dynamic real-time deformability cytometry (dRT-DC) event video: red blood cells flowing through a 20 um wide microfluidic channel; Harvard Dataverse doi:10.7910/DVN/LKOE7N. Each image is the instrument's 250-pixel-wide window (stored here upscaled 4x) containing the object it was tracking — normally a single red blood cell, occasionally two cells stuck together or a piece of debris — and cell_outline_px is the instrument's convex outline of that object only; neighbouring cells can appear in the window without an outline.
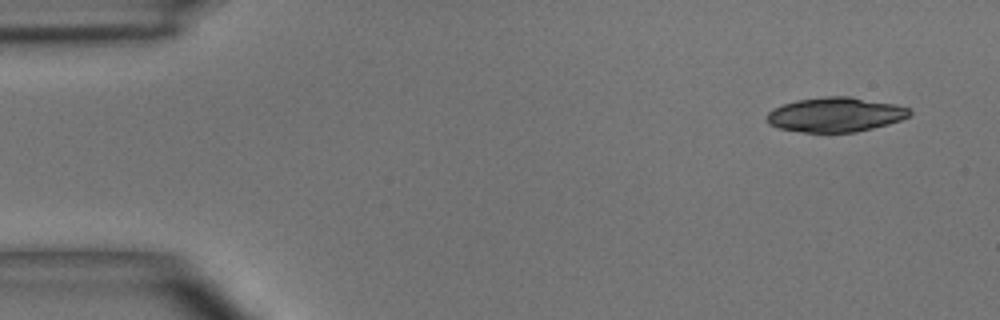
{"species": "common noctule bat (a hibernating species)", "species_latin": "Nyctalus noctula", "temperature_condition": "room temperature", "stored_images_in_passage": 3, "camera_frame_rate_fps": 3000, "um_per_image_px": 0.085, "animal": {"sex": "male", "body_mass_g": 15.6}, "frame": {"image": 1, "passage_image": 1, "time_ms": 0.0, "image_size_px": [1000, 320], "cell_outline_px": [[912, 112], [908, 116], [900, 120], [888, 124], [856, 132], [804, 132], [780, 128], [768, 124], [768, 112], [772, 108], [796, 100], [824, 96], [848, 96], [896, 104], [912, 108]], "centroid_in_image_um": [71.03, 9.73], "position_along_channel_um": 14.0, "area_um2": 28.73}}
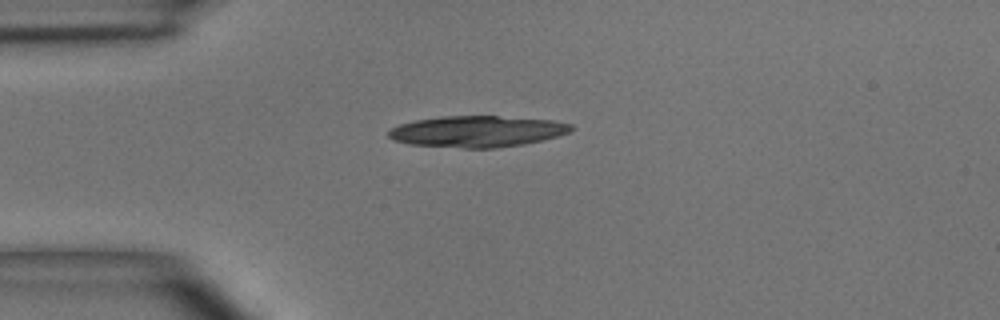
{"frame": {"image": 2, "passage_image": 3, "time_ms": 3.0, "image_size_px": [1000, 320], "cell_outline_px": [[572, 128], [568, 132], [556, 136], [524, 144], [496, 148], [464, 148], [408, 144], [392, 140], [388, 136], [388, 132], [392, 128], [400, 124], [416, 120], [444, 116], [496, 116], [552, 120], [572, 124]], "centroid_in_image_um": [40.52, 11.17], "position_along_channel_um": 44.5, "area_um2": 33.0}}